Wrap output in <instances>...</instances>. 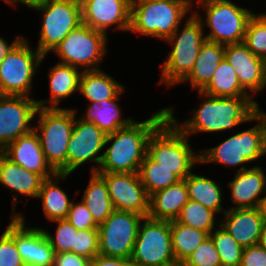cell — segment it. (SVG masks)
<instances>
[{"mask_svg":"<svg viewBox=\"0 0 266 266\" xmlns=\"http://www.w3.org/2000/svg\"><path fill=\"white\" fill-rule=\"evenodd\" d=\"M202 97L199 108L191 110V118L180 123L174 109L167 108L168 117L188 137L199 132L223 133L246 122L254 121L260 110L253 97H215L197 91Z\"/></svg>","mask_w":266,"mask_h":266,"instance_id":"1","label":"cell"},{"mask_svg":"<svg viewBox=\"0 0 266 266\" xmlns=\"http://www.w3.org/2000/svg\"><path fill=\"white\" fill-rule=\"evenodd\" d=\"M168 117L162 108L143 122L133 121L129 126L106 135L101 164L96 173H138L147 155V144L153 131Z\"/></svg>","mask_w":266,"mask_h":266,"instance_id":"2","label":"cell"},{"mask_svg":"<svg viewBox=\"0 0 266 266\" xmlns=\"http://www.w3.org/2000/svg\"><path fill=\"white\" fill-rule=\"evenodd\" d=\"M254 120L257 124L250 129L230 136L216 147L199 151L200 163L213 162L226 167L239 165L236 172H240L248 169L245 164L266 156V112L260 109Z\"/></svg>","mask_w":266,"mask_h":266,"instance_id":"3","label":"cell"},{"mask_svg":"<svg viewBox=\"0 0 266 266\" xmlns=\"http://www.w3.org/2000/svg\"><path fill=\"white\" fill-rule=\"evenodd\" d=\"M174 122L167 117L151 134L147 144V155L159 166L171 170L180 180H184L200 163L199 153L189 143Z\"/></svg>","mask_w":266,"mask_h":266,"instance_id":"4","label":"cell"},{"mask_svg":"<svg viewBox=\"0 0 266 266\" xmlns=\"http://www.w3.org/2000/svg\"><path fill=\"white\" fill-rule=\"evenodd\" d=\"M192 4L193 1L132 0L130 32L166 41L192 11Z\"/></svg>","mask_w":266,"mask_h":266,"instance_id":"5","label":"cell"},{"mask_svg":"<svg viewBox=\"0 0 266 266\" xmlns=\"http://www.w3.org/2000/svg\"><path fill=\"white\" fill-rule=\"evenodd\" d=\"M205 26L198 17L190 12L189 18L166 40L171 44V51L161 68V84L171 87L179 84L192 70L202 44L206 41Z\"/></svg>","mask_w":266,"mask_h":266,"instance_id":"6","label":"cell"},{"mask_svg":"<svg viewBox=\"0 0 266 266\" xmlns=\"http://www.w3.org/2000/svg\"><path fill=\"white\" fill-rule=\"evenodd\" d=\"M38 134L47 162L57 173L67 174V149L75 122V110L38 108Z\"/></svg>","mask_w":266,"mask_h":266,"instance_id":"7","label":"cell"},{"mask_svg":"<svg viewBox=\"0 0 266 266\" xmlns=\"http://www.w3.org/2000/svg\"><path fill=\"white\" fill-rule=\"evenodd\" d=\"M197 7L205 8V19L193 12L202 25L210 28L206 40L222 45L242 43L253 10L243 8L231 0H196ZM197 12V13H196Z\"/></svg>","mask_w":266,"mask_h":266,"instance_id":"8","label":"cell"},{"mask_svg":"<svg viewBox=\"0 0 266 266\" xmlns=\"http://www.w3.org/2000/svg\"><path fill=\"white\" fill-rule=\"evenodd\" d=\"M45 57L37 49L33 51L22 37L0 61V95L28 97Z\"/></svg>","mask_w":266,"mask_h":266,"instance_id":"9","label":"cell"},{"mask_svg":"<svg viewBox=\"0 0 266 266\" xmlns=\"http://www.w3.org/2000/svg\"><path fill=\"white\" fill-rule=\"evenodd\" d=\"M107 42L108 35L82 23L70 31L53 52L60 59L58 63L81 71L98 70L107 52Z\"/></svg>","mask_w":266,"mask_h":266,"instance_id":"10","label":"cell"},{"mask_svg":"<svg viewBox=\"0 0 266 266\" xmlns=\"http://www.w3.org/2000/svg\"><path fill=\"white\" fill-rule=\"evenodd\" d=\"M32 9L42 16L36 49L43 56H47L70 31L82 24L80 0H49Z\"/></svg>","mask_w":266,"mask_h":266,"instance_id":"11","label":"cell"},{"mask_svg":"<svg viewBox=\"0 0 266 266\" xmlns=\"http://www.w3.org/2000/svg\"><path fill=\"white\" fill-rule=\"evenodd\" d=\"M131 261L134 266L178 264L172 250L170 221L148 216L142 219Z\"/></svg>","mask_w":266,"mask_h":266,"instance_id":"12","label":"cell"},{"mask_svg":"<svg viewBox=\"0 0 266 266\" xmlns=\"http://www.w3.org/2000/svg\"><path fill=\"white\" fill-rule=\"evenodd\" d=\"M144 216L114 210L98 226L99 254L107 257L131 258L139 226Z\"/></svg>","mask_w":266,"mask_h":266,"instance_id":"13","label":"cell"},{"mask_svg":"<svg viewBox=\"0 0 266 266\" xmlns=\"http://www.w3.org/2000/svg\"><path fill=\"white\" fill-rule=\"evenodd\" d=\"M67 149V174H72L78 167L87 162H94L90 172H97L105 148L106 133L96 124L76 118ZM100 154V155H99Z\"/></svg>","mask_w":266,"mask_h":266,"instance_id":"14","label":"cell"},{"mask_svg":"<svg viewBox=\"0 0 266 266\" xmlns=\"http://www.w3.org/2000/svg\"><path fill=\"white\" fill-rule=\"evenodd\" d=\"M38 108L33 98L0 95V152L9 143L34 130L31 121Z\"/></svg>","mask_w":266,"mask_h":266,"instance_id":"15","label":"cell"},{"mask_svg":"<svg viewBox=\"0 0 266 266\" xmlns=\"http://www.w3.org/2000/svg\"><path fill=\"white\" fill-rule=\"evenodd\" d=\"M106 182L109 197L117 211L148 216L150 196L138 173H98Z\"/></svg>","mask_w":266,"mask_h":266,"instance_id":"16","label":"cell"},{"mask_svg":"<svg viewBox=\"0 0 266 266\" xmlns=\"http://www.w3.org/2000/svg\"><path fill=\"white\" fill-rule=\"evenodd\" d=\"M25 217L11 216L5 231L14 239L24 263L38 266H54L55 252L42 228L26 227Z\"/></svg>","mask_w":266,"mask_h":266,"instance_id":"17","label":"cell"},{"mask_svg":"<svg viewBox=\"0 0 266 266\" xmlns=\"http://www.w3.org/2000/svg\"><path fill=\"white\" fill-rule=\"evenodd\" d=\"M132 0H80L82 23L108 34L109 26L130 31Z\"/></svg>","mask_w":266,"mask_h":266,"instance_id":"18","label":"cell"},{"mask_svg":"<svg viewBox=\"0 0 266 266\" xmlns=\"http://www.w3.org/2000/svg\"><path fill=\"white\" fill-rule=\"evenodd\" d=\"M224 58L235 70L241 87L253 98L252 92L266 88V61L255 56L243 42L224 45Z\"/></svg>","mask_w":266,"mask_h":266,"instance_id":"19","label":"cell"},{"mask_svg":"<svg viewBox=\"0 0 266 266\" xmlns=\"http://www.w3.org/2000/svg\"><path fill=\"white\" fill-rule=\"evenodd\" d=\"M1 153L14 164L39 174L44 179L57 173L47 162L39 136L34 130L9 143Z\"/></svg>","mask_w":266,"mask_h":266,"instance_id":"20","label":"cell"},{"mask_svg":"<svg viewBox=\"0 0 266 266\" xmlns=\"http://www.w3.org/2000/svg\"><path fill=\"white\" fill-rule=\"evenodd\" d=\"M223 215L219 225L243 248L259 243L264 224L260 207L230 208Z\"/></svg>","mask_w":266,"mask_h":266,"instance_id":"21","label":"cell"},{"mask_svg":"<svg viewBox=\"0 0 266 266\" xmlns=\"http://www.w3.org/2000/svg\"><path fill=\"white\" fill-rule=\"evenodd\" d=\"M235 173L234 179L228 183L231 200L235 205L231 209L260 207L265 198V195H260L266 192V175L263 168L255 165Z\"/></svg>","mask_w":266,"mask_h":266,"instance_id":"22","label":"cell"},{"mask_svg":"<svg viewBox=\"0 0 266 266\" xmlns=\"http://www.w3.org/2000/svg\"><path fill=\"white\" fill-rule=\"evenodd\" d=\"M44 178L36 173L30 172L20 165L14 164L0 152V183L10 188L13 194V209L11 216H20L15 212L16 204L20 202L17 194L25 197L37 198ZM15 191V192H13ZM18 201V202H17Z\"/></svg>","mask_w":266,"mask_h":266,"instance_id":"23","label":"cell"},{"mask_svg":"<svg viewBox=\"0 0 266 266\" xmlns=\"http://www.w3.org/2000/svg\"><path fill=\"white\" fill-rule=\"evenodd\" d=\"M189 201L185 180L150 195L148 217L173 221Z\"/></svg>","mask_w":266,"mask_h":266,"instance_id":"24","label":"cell"},{"mask_svg":"<svg viewBox=\"0 0 266 266\" xmlns=\"http://www.w3.org/2000/svg\"><path fill=\"white\" fill-rule=\"evenodd\" d=\"M82 71L70 65L56 63L49 71V92L48 100H36L40 108H61V100L79 91V80ZM51 104L47 106L46 104Z\"/></svg>","mask_w":266,"mask_h":266,"instance_id":"25","label":"cell"},{"mask_svg":"<svg viewBox=\"0 0 266 266\" xmlns=\"http://www.w3.org/2000/svg\"><path fill=\"white\" fill-rule=\"evenodd\" d=\"M224 59V45L206 40L190 73L180 82L191 83V89L201 91L211 80L214 71Z\"/></svg>","mask_w":266,"mask_h":266,"instance_id":"26","label":"cell"},{"mask_svg":"<svg viewBox=\"0 0 266 266\" xmlns=\"http://www.w3.org/2000/svg\"><path fill=\"white\" fill-rule=\"evenodd\" d=\"M124 92L125 88L113 99H104L100 103L89 102L90 105L87 108V114L81 116V119L96 124L106 134L129 126L134 121L133 117L122 119L121 108L117 103L121 94Z\"/></svg>","mask_w":266,"mask_h":266,"instance_id":"27","label":"cell"},{"mask_svg":"<svg viewBox=\"0 0 266 266\" xmlns=\"http://www.w3.org/2000/svg\"><path fill=\"white\" fill-rule=\"evenodd\" d=\"M125 87L112 76L101 69L82 71L79 80V91L88 102H97L113 99Z\"/></svg>","mask_w":266,"mask_h":266,"instance_id":"28","label":"cell"},{"mask_svg":"<svg viewBox=\"0 0 266 266\" xmlns=\"http://www.w3.org/2000/svg\"><path fill=\"white\" fill-rule=\"evenodd\" d=\"M70 174L56 173L54 176L44 179L37 198L42 200L44 215L49 221L66 219L70 210L71 200L57 184L69 177Z\"/></svg>","mask_w":266,"mask_h":266,"instance_id":"29","label":"cell"},{"mask_svg":"<svg viewBox=\"0 0 266 266\" xmlns=\"http://www.w3.org/2000/svg\"><path fill=\"white\" fill-rule=\"evenodd\" d=\"M190 200L196 201L217 213H225L228 209L222 206L224 192L214 180L191 172L185 179Z\"/></svg>","mask_w":266,"mask_h":266,"instance_id":"30","label":"cell"},{"mask_svg":"<svg viewBox=\"0 0 266 266\" xmlns=\"http://www.w3.org/2000/svg\"><path fill=\"white\" fill-rule=\"evenodd\" d=\"M81 200L91 212L93 220L98 226L115 210L106 182L96 172H91L89 184Z\"/></svg>","mask_w":266,"mask_h":266,"instance_id":"31","label":"cell"},{"mask_svg":"<svg viewBox=\"0 0 266 266\" xmlns=\"http://www.w3.org/2000/svg\"><path fill=\"white\" fill-rule=\"evenodd\" d=\"M200 92L215 97H252L241 87L235 70L225 58Z\"/></svg>","mask_w":266,"mask_h":266,"instance_id":"32","label":"cell"},{"mask_svg":"<svg viewBox=\"0 0 266 266\" xmlns=\"http://www.w3.org/2000/svg\"><path fill=\"white\" fill-rule=\"evenodd\" d=\"M172 250L176 263L182 264L187 257L209 236L203 230L170 221Z\"/></svg>","mask_w":266,"mask_h":266,"instance_id":"33","label":"cell"},{"mask_svg":"<svg viewBox=\"0 0 266 266\" xmlns=\"http://www.w3.org/2000/svg\"><path fill=\"white\" fill-rule=\"evenodd\" d=\"M138 174L149 196L180 181L175 174L171 173V170L159 166V163L153 161L148 155L141 163Z\"/></svg>","mask_w":266,"mask_h":266,"instance_id":"34","label":"cell"},{"mask_svg":"<svg viewBox=\"0 0 266 266\" xmlns=\"http://www.w3.org/2000/svg\"><path fill=\"white\" fill-rule=\"evenodd\" d=\"M215 214L217 215V213H215L211 209L189 199L187 204L180 211L175 221L190 227L203 230L210 234L214 229H216L215 225L220 224V221L216 222Z\"/></svg>","mask_w":266,"mask_h":266,"instance_id":"35","label":"cell"},{"mask_svg":"<svg viewBox=\"0 0 266 266\" xmlns=\"http://www.w3.org/2000/svg\"><path fill=\"white\" fill-rule=\"evenodd\" d=\"M209 236L212 238L222 266H240L243 247L220 225Z\"/></svg>","mask_w":266,"mask_h":266,"instance_id":"36","label":"cell"},{"mask_svg":"<svg viewBox=\"0 0 266 266\" xmlns=\"http://www.w3.org/2000/svg\"><path fill=\"white\" fill-rule=\"evenodd\" d=\"M243 43L255 55L266 61V13L250 18Z\"/></svg>","mask_w":266,"mask_h":266,"instance_id":"37","label":"cell"},{"mask_svg":"<svg viewBox=\"0 0 266 266\" xmlns=\"http://www.w3.org/2000/svg\"><path fill=\"white\" fill-rule=\"evenodd\" d=\"M52 222L57 223L55 236L46 229H42V231L55 254L72 252V247H75V233L78 230L67 219H57Z\"/></svg>","mask_w":266,"mask_h":266,"instance_id":"38","label":"cell"},{"mask_svg":"<svg viewBox=\"0 0 266 266\" xmlns=\"http://www.w3.org/2000/svg\"><path fill=\"white\" fill-rule=\"evenodd\" d=\"M180 266H222L212 238L208 236Z\"/></svg>","mask_w":266,"mask_h":266,"instance_id":"39","label":"cell"},{"mask_svg":"<svg viewBox=\"0 0 266 266\" xmlns=\"http://www.w3.org/2000/svg\"><path fill=\"white\" fill-rule=\"evenodd\" d=\"M72 252L93 259L99 255L98 229L79 230L75 233V247Z\"/></svg>","mask_w":266,"mask_h":266,"instance_id":"40","label":"cell"},{"mask_svg":"<svg viewBox=\"0 0 266 266\" xmlns=\"http://www.w3.org/2000/svg\"><path fill=\"white\" fill-rule=\"evenodd\" d=\"M66 219L79 231L85 229H98V225L93 220L92 214L87 206L82 202H71L70 210Z\"/></svg>","mask_w":266,"mask_h":266,"instance_id":"41","label":"cell"},{"mask_svg":"<svg viewBox=\"0 0 266 266\" xmlns=\"http://www.w3.org/2000/svg\"><path fill=\"white\" fill-rule=\"evenodd\" d=\"M14 239L4 231L0 235V266H23Z\"/></svg>","mask_w":266,"mask_h":266,"instance_id":"42","label":"cell"},{"mask_svg":"<svg viewBox=\"0 0 266 266\" xmlns=\"http://www.w3.org/2000/svg\"><path fill=\"white\" fill-rule=\"evenodd\" d=\"M240 266H266V249L259 244L243 248Z\"/></svg>","mask_w":266,"mask_h":266,"instance_id":"43","label":"cell"},{"mask_svg":"<svg viewBox=\"0 0 266 266\" xmlns=\"http://www.w3.org/2000/svg\"><path fill=\"white\" fill-rule=\"evenodd\" d=\"M90 259L73 252L55 254L54 266H90Z\"/></svg>","mask_w":266,"mask_h":266,"instance_id":"44","label":"cell"},{"mask_svg":"<svg viewBox=\"0 0 266 266\" xmlns=\"http://www.w3.org/2000/svg\"><path fill=\"white\" fill-rule=\"evenodd\" d=\"M90 266H134L131 258H118L97 255L90 261Z\"/></svg>","mask_w":266,"mask_h":266,"instance_id":"45","label":"cell"},{"mask_svg":"<svg viewBox=\"0 0 266 266\" xmlns=\"http://www.w3.org/2000/svg\"><path fill=\"white\" fill-rule=\"evenodd\" d=\"M22 38V36H17L12 43L8 44L4 38L0 37V61L5 57V55L11 50V48Z\"/></svg>","mask_w":266,"mask_h":266,"instance_id":"46","label":"cell"},{"mask_svg":"<svg viewBox=\"0 0 266 266\" xmlns=\"http://www.w3.org/2000/svg\"><path fill=\"white\" fill-rule=\"evenodd\" d=\"M49 0H13V7H17V3L19 5V3L23 6H28V7H31V8H34L38 5H41L45 2H47Z\"/></svg>","mask_w":266,"mask_h":266,"instance_id":"47","label":"cell"},{"mask_svg":"<svg viewBox=\"0 0 266 266\" xmlns=\"http://www.w3.org/2000/svg\"><path fill=\"white\" fill-rule=\"evenodd\" d=\"M261 247L266 249V222H264L263 227H262V232L260 234V239L258 243Z\"/></svg>","mask_w":266,"mask_h":266,"instance_id":"48","label":"cell"},{"mask_svg":"<svg viewBox=\"0 0 266 266\" xmlns=\"http://www.w3.org/2000/svg\"><path fill=\"white\" fill-rule=\"evenodd\" d=\"M260 209L263 215L264 222H266V196L261 202Z\"/></svg>","mask_w":266,"mask_h":266,"instance_id":"49","label":"cell"},{"mask_svg":"<svg viewBox=\"0 0 266 266\" xmlns=\"http://www.w3.org/2000/svg\"><path fill=\"white\" fill-rule=\"evenodd\" d=\"M4 2H7V4H10L11 6H13V0H4Z\"/></svg>","mask_w":266,"mask_h":266,"instance_id":"50","label":"cell"},{"mask_svg":"<svg viewBox=\"0 0 266 266\" xmlns=\"http://www.w3.org/2000/svg\"><path fill=\"white\" fill-rule=\"evenodd\" d=\"M23 266H38V265L30 264V263H24Z\"/></svg>","mask_w":266,"mask_h":266,"instance_id":"51","label":"cell"},{"mask_svg":"<svg viewBox=\"0 0 266 266\" xmlns=\"http://www.w3.org/2000/svg\"><path fill=\"white\" fill-rule=\"evenodd\" d=\"M162 266H180V264H166V265H162Z\"/></svg>","mask_w":266,"mask_h":266,"instance_id":"52","label":"cell"},{"mask_svg":"<svg viewBox=\"0 0 266 266\" xmlns=\"http://www.w3.org/2000/svg\"><path fill=\"white\" fill-rule=\"evenodd\" d=\"M171 1H193V0H171Z\"/></svg>","mask_w":266,"mask_h":266,"instance_id":"53","label":"cell"}]
</instances>
